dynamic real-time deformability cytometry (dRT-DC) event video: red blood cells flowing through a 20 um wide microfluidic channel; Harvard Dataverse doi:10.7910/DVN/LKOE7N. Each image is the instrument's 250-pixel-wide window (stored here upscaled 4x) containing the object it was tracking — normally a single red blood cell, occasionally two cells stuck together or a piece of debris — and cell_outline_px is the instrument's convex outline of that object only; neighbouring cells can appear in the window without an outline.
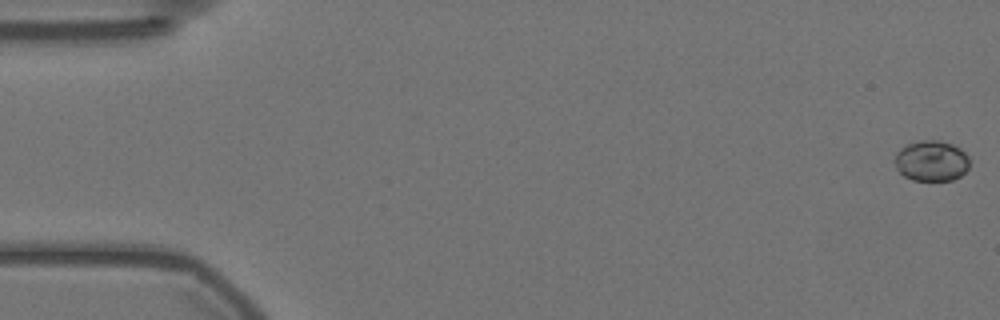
{"species": "Egyptian fruit bat (a non-hibernating species)", "species_latin": "Rousettus aegyptiacus", "temperature_condition": "warm", "stored_images_in_passage": 57, "camera_frame_rate_fps": 3000, "um_per_image_px": 0.085, "animal": {"sex": "female"}, "frame": {"image": 1, "passage_image": 1, "time_ms": 0.0, "image_size_px": [1000, 320], "cell_outline_px": [[968, 168], [960, 176], [952, 180], [912, 180], [904, 176], [896, 168], [892, 160], [896, 152], [900, 148], [908, 144], [920, 140], [940, 140], [952, 144], [960, 148], [968, 156]], "centroid_in_image_um": [79.13, 13.66], "position_along_channel_um": 5.9, "area_um2": 17.86}}
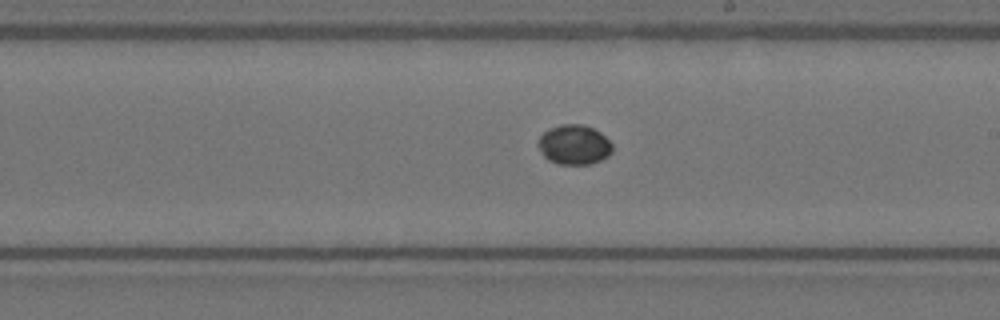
{"frame": {"image": 2, "passage_image": 33, "time_ms": 10.667, "image_size_px": [1000, 320], "cell_outline_px": [[612, 152], [608, 156], [592, 164], [556, 164], [548, 160], [544, 156], [536, 144], [540, 136], [544, 132], [560, 124], [580, 124], [592, 128], [600, 132], [612, 144]], "centroid_in_image_um": [48.79, 12.31], "position_along_channel_um": 240.2, "area_um2": 17.17}}
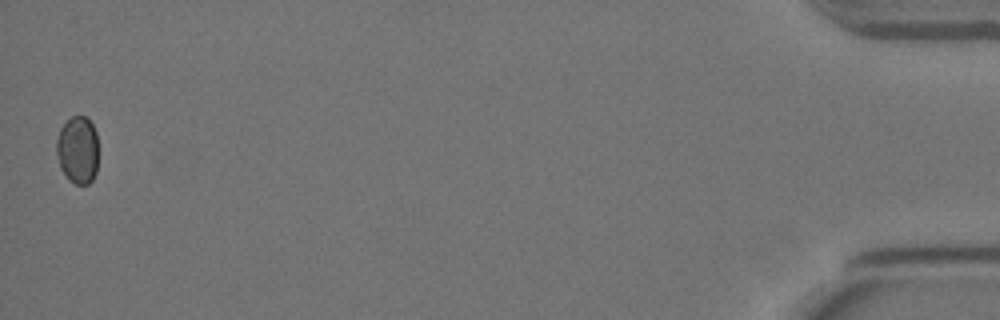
{"frame": {"image": 3, "passage_image": 57, "time_ms": 18.667, "image_size_px": [1000, 320], "cell_outline_px": [[96, 172], [92, 180], [88, 184], [76, 184], [68, 180], [60, 168], [56, 152], [56, 140], [60, 128], [72, 116], [84, 116], [92, 124], [96, 132]], "centroid_in_image_um": [6.57, 12.76], "position_along_channel_um": 428.6, "area_um2": 16.36}, "authors_computed_cell_mechanics": {"area_um2": 16.9932, "velocity_mm_per_s": 3.557, "shape_relaxation_time_tau1_ms": 1.6018, "shape_relaxation_time_tau2_ms": null, "deformation_change_tau1": 0.0241, "deformation_change_tau2": null}}